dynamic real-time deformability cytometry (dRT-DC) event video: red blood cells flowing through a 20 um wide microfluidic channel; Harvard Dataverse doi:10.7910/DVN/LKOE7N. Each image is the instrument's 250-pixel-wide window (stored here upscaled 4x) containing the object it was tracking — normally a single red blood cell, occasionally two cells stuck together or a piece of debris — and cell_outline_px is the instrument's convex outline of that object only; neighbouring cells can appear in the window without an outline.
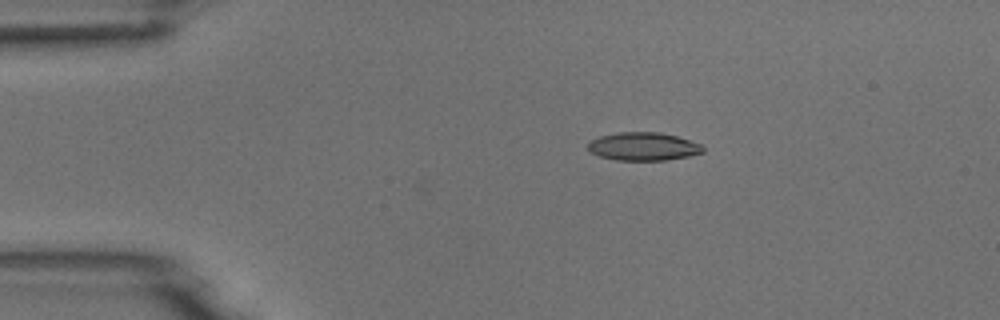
{"species": "common noctule bat (a hibernating species)", "species_latin": "Nyctalus noctula", "temperature_condition": "room temperature", "stored_images_in_passage": 2, "camera_frame_rate_fps": 3000, "um_per_image_px": 0.085, "animal": {"sex": "male", "body_mass_g": 18.8}, "frame": {"image": 1, "passage_image": 1, "time_ms": 0.0, "image_size_px": [1000, 320], "cell_outline_px": [[704, 152], [688, 156], [664, 160], [616, 160], [600, 156], [588, 152], [588, 144], [592, 140], [600, 136], [616, 132], [660, 132], [676, 136], [700, 144], [704, 148]], "centroid_in_image_um": [54.65, 12.45], "position_along_channel_um": 30.3, "area_um2": 18.79}}